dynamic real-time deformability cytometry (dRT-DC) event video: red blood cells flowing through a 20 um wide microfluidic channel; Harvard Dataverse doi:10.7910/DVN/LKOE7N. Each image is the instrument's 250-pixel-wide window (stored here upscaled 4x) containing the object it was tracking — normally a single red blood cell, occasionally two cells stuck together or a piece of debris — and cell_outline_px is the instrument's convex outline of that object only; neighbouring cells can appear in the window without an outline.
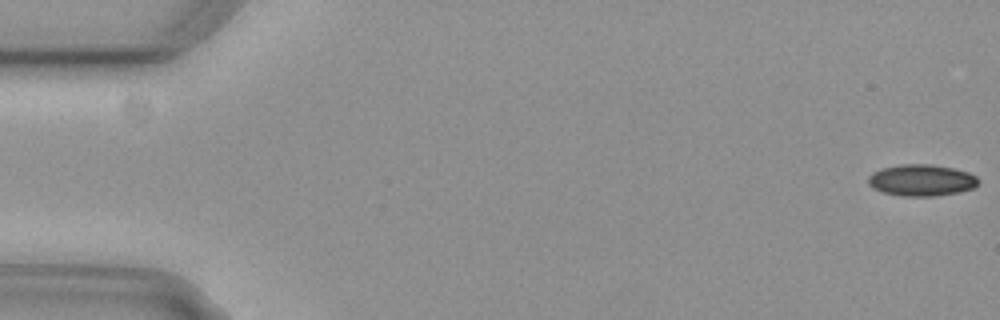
{"species": "common noctule bat (a hibernating species)", "species_latin": "Nyctalus noctula", "temperature_condition": "cold", "stored_images_in_passage": 6, "segment_of_instrument_passage": [1, 2], "camera_frame_rate_fps": 3000, "um_per_image_px": 0.085, "animal": {"sex": "female", "body_mass_g": 29.2, "forearm_length_mm": 56.3}, "frame": {"image": 1, "passage_image": 1, "time_ms": 0.0, "image_size_px": [1000, 320], "cell_outline_px": [[980, 180], [972, 188], [960, 192], [936, 196], [900, 196], [884, 192], [872, 188], [868, 184], [868, 176], [872, 172], [880, 168], [900, 164], [932, 164], [952, 168], [968, 172], [976, 176]], "centroid_in_image_um": [78.3, 15.31], "position_along_channel_um": 6.7, "area_um2": 20.4}}
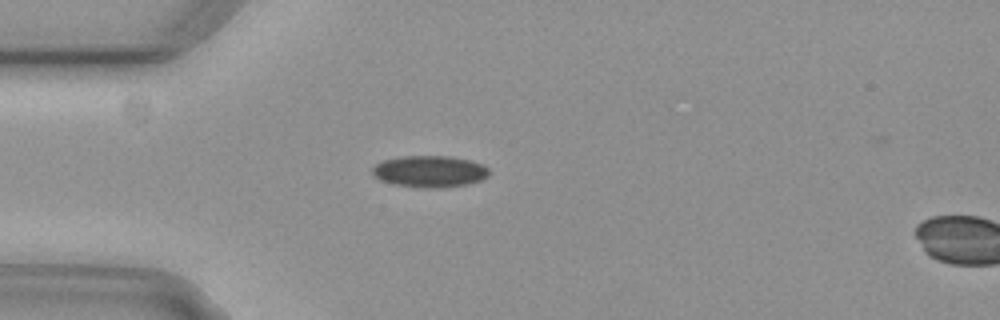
{"frame": {"image": 2, "passage_image": 5, "time_ms": 1.333, "image_size_px": [1000, 320], "cell_outline_px": [[488, 176], [480, 180], [464, 184], [440, 188], [432, 188], [392, 184], [380, 180], [372, 176], [372, 168], [376, 164], [384, 160], [404, 156], [448, 156], [472, 160], [484, 164], [488, 168]], "centroid_in_image_um": [36.51, 14.56], "position_along_channel_um": 48.5, "area_um2": 21.44}}